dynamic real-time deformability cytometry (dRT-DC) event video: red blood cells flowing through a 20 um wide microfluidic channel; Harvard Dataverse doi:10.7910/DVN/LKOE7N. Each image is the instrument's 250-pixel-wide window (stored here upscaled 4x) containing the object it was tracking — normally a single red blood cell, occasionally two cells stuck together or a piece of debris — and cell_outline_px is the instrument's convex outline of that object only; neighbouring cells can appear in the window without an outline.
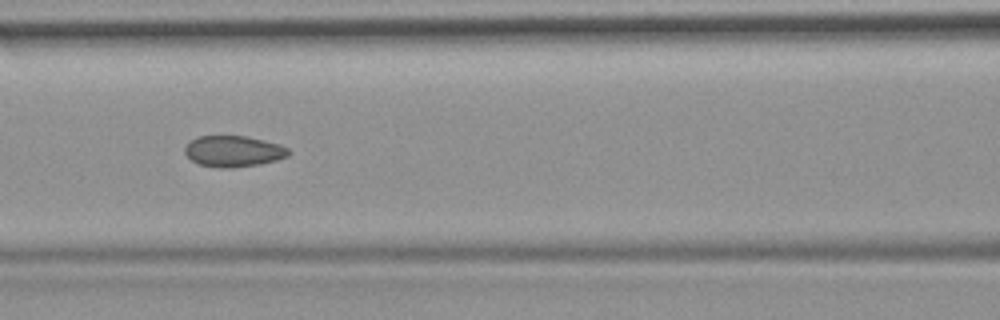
{"species": "common noctule bat (a hibernating species)", "species_latin": "Nyctalus noctula", "temperature_condition": "room temperature", "stored_images_in_passage": 53, "camera_frame_rate_fps": 3000, "um_per_image_px": 0.085, "animal": {"sex": "female", "body_mass_g": 19.9}, "frame": {"image": 1, "passage_image": 23, "time_ms": 7.333, "image_size_px": [1000, 320], "cell_outline_px": [[292, 152], [288, 156], [276, 160], [260, 164], [232, 168], [224, 168], [200, 164], [192, 160], [184, 152], [184, 148], [192, 140], [200, 136], [244, 136], [264, 140], [280, 144], [288, 148]], "centroid_in_image_um": [19.89, 12.86], "position_along_channel_um": 146.7, "area_um2": 18.67}, "authors_computed_cell_mechanics": {"area_um2": 19.2474, "velocity_mm_per_s": 3.7711, "shape_relaxation_time_tau1_ms": null, "shape_relaxation_time_tau2_ms": 2.2252, "deformation_change_tau1": null, "deformation_change_tau2": 0.0522}}